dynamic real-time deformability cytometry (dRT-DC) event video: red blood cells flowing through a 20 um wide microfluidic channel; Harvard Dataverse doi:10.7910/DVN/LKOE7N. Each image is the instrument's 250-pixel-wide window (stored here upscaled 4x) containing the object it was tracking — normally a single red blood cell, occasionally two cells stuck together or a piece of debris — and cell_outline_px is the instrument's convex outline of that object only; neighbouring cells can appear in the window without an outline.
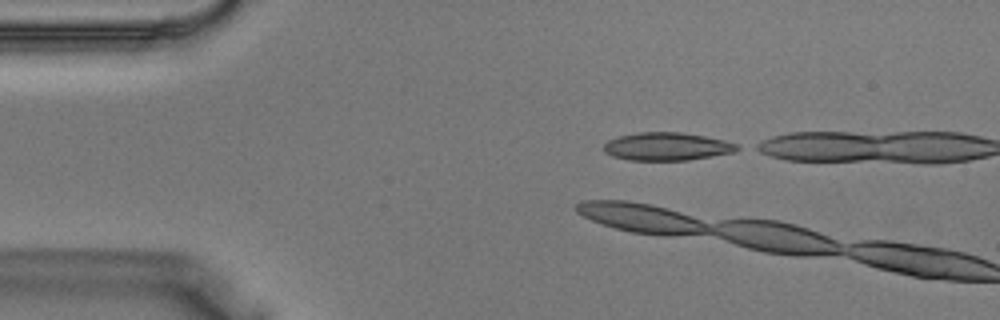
{"species": "Egyptian fruit bat (a non-hibernating species)", "species_latin": "Rousettus aegyptiacus", "temperature_condition": "warm", "stored_images_in_passage": 2, "camera_frame_rate_fps": 3000, "um_per_image_px": 0.085, "animal": {"sex": "male"}, "frame": {"image": 1, "passage_image": 1, "time_ms": 0.0, "image_size_px": [1000, 320], "cell_outline_px": [[744, 148], [736, 152], [688, 160], [628, 160], [612, 156], [604, 152], [604, 144], [608, 140], [620, 136], [636, 132], [680, 132], [704, 136], [724, 140], [740, 144]], "centroid_in_image_um": [56.74, 12.45], "position_along_channel_um": 28.3, "area_um2": 21.96}}